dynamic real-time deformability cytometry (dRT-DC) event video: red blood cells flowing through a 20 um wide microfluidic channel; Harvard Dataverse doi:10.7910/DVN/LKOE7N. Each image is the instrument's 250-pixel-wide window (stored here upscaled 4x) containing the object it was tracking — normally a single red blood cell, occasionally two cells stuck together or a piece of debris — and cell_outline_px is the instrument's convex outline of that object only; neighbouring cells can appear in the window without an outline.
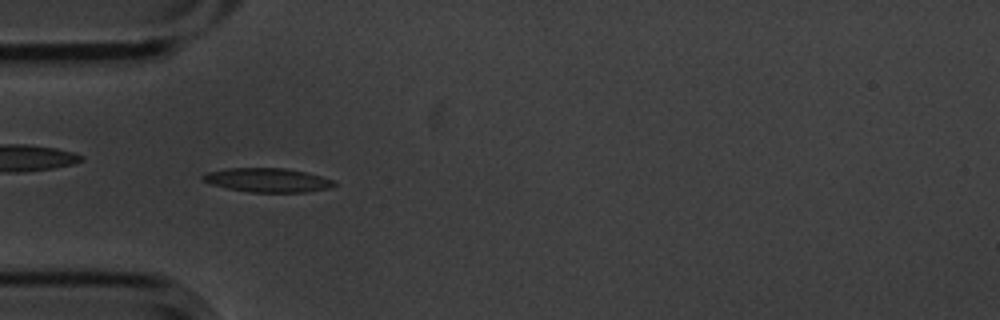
{"species": "common noctule bat (a hibernating species)", "species_latin": "Nyctalus noctula", "temperature_condition": "cold", "stored_images_in_passage": 5, "camera_frame_rate_fps": 3000, "um_per_image_px": 0.085, "animal": {"sex": "male", "body_mass_g": 20.1, "forearm_length_mm": 53.5}, "frame": {"image": 1, "passage_image": 4, "time_ms": 1.0, "image_size_px": [1000, 320], "cell_outline_px": [[336, 184], [328, 188], [304, 192], [248, 192], [228, 188], [212, 184], [200, 180], [200, 176], [208, 172], [228, 168], [284, 168], [304, 172], [336, 180]], "centroid_in_image_um": [22.71, 15.31], "position_along_channel_um": 62.3, "area_um2": 18.26}}